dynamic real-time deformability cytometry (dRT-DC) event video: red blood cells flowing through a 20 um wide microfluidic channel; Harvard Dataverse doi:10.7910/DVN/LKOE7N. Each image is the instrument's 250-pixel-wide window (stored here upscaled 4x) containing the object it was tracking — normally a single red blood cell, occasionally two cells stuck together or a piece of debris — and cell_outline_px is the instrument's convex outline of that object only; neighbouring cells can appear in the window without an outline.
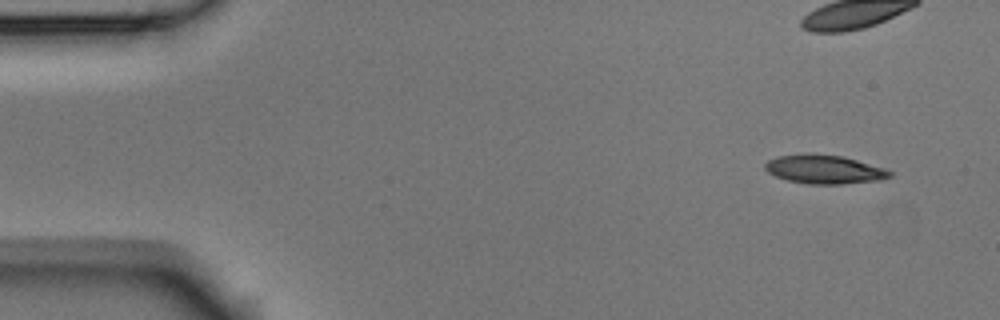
{"species": "Egyptian fruit bat (a non-hibernating species)", "species_latin": "Rousettus aegyptiacus", "temperature_condition": "room temperature", "stored_images_in_passage": 9, "camera_frame_rate_fps": 3000, "um_per_image_px": 0.085, "animal": {"sex": "male"}, "frame": {"image": 1, "passage_image": 1, "time_ms": 0.0, "image_size_px": [1000, 320], "cell_outline_px": [[892, 176], [880, 180], [840, 184], [808, 184], [788, 180], [776, 176], [768, 172], [764, 168], [764, 164], [768, 160], [780, 156], [844, 156], [884, 168], [892, 172]], "centroid_in_image_um": [70.11, 14.44], "position_along_channel_um": 14.9, "area_um2": 20.11}}
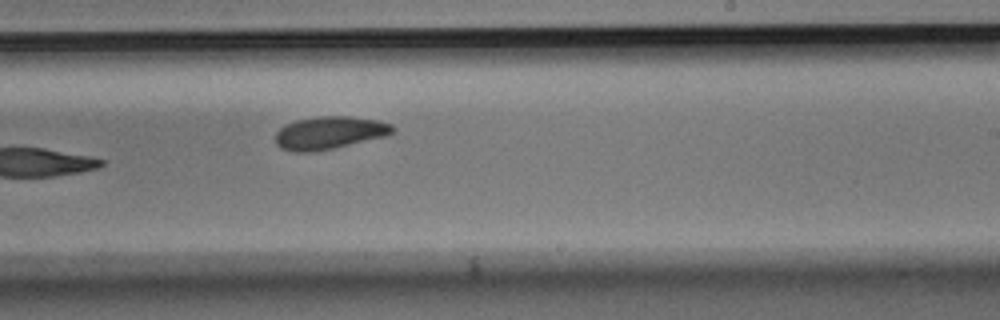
{"frame": {"image": 2, "passage_image": 9, "time_ms": 2.667, "image_size_px": [1000, 320], "cell_outline_px": [[396, 128], [392, 132], [384, 136], [332, 148], [308, 152], [292, 152], [280, 148], [276, 144], [276, 132], [284, 124], [296, 120], [320, 116], [348, 116], [380, 120], [392, 124]], "centroid_in_image_um": [27.97, 11.27], "position_along_channel_um": 261.0, "area_um2": 22.25}}